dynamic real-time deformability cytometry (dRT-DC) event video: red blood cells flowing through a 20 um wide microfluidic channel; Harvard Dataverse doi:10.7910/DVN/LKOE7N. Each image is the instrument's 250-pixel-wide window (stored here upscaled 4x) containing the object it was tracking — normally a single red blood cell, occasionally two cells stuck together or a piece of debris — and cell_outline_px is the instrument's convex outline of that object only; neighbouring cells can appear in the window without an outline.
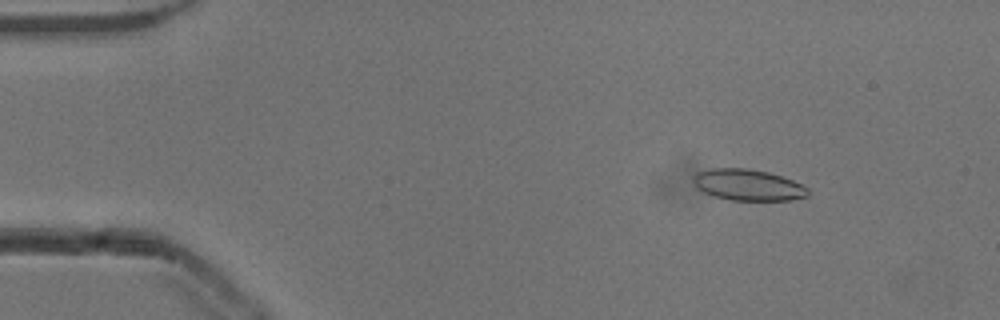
{"species": "common noctule bat (a hibernating species)", "species_latin": "Nyctalus noctula", "temperature_condition": "cold", "stored_images_in_passage": 49, "camera_frame_rate_fps": 3000, "um_per_image_px": 0.085, "animal": {"sex": "male", "body_mass_g": 13.3}, "frame": {"image": 1, "passage_image": 3, "time_ms": 0.667, "image_size_px": [1000, 320], "cell_outline_px": [[808, 196], [788, 200], [732, 200], [716, 196], [704, 192], [696, 188], [692, 180], [696, 172], [712, 168], [748, 168], [768, 172], [792, 180], [808, 188]], "centroid_in_image_um": [63.55, 15.71], "position_along_channel_um": 21.5, "area_um2": 20.75}}
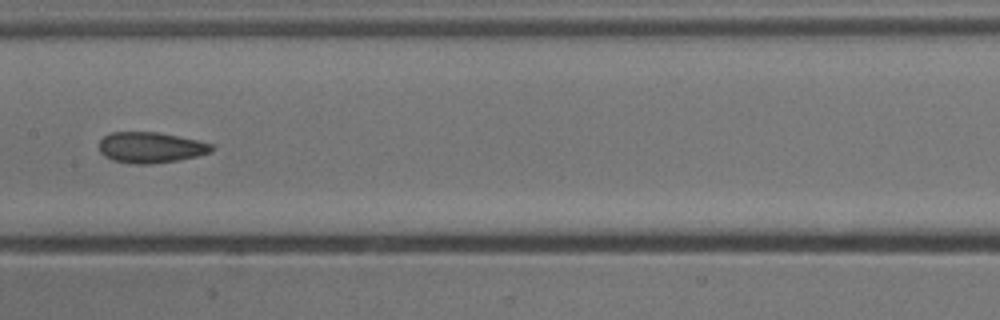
{"frame": {"image": 2, "passage_image": 23, "time_ms": 7.333, "image_size_px": [1000, 320], "cell_outline_px": [[212, 152], [196, 156], [176, 160], [152, 164], [132, 164], [112, 160], [104, 156], [100, 152], [100, 140], [104, 136], [112, 132], [156, 132], [196, 140], [212, 144]], "centroid_in_image_um": [12.77, 12.54], "position_along_channel_um": 194.6, "area_um2": 20.0}}
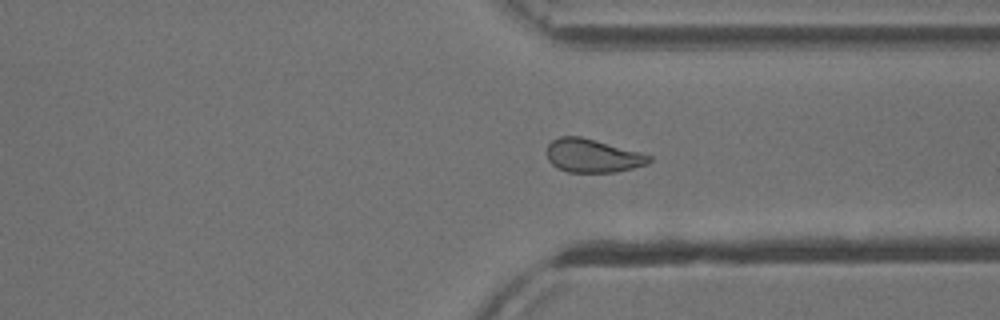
{"frame": {"image": 3, "passage_image": 36, "time_ms": 11.667, "image_size_px": [1000, 320], "cell_outline_px": [[652, 160], [648, 164], [616, 172], [568, 172], [556, 168], [548, 160], [548, 144], [552, 140], [560, 136], [580, 136], [596, 140], [652, 156]], "centroid_in_image_um": [50.36, 13.24], "position_along_channel_um": 361.0, "area_um2": 19.83}, "authors_computed_cell_mechanics": {"area_um2": 20.519, "velocity_mm_per_s": 3.8559, "shape_relaxation_time_tau1_ms": null, "shape_relaxation_time_tau2_ms": 1.9514, "deformation_change_tau1": null, "deformation_change_tau2": 0.0819}}